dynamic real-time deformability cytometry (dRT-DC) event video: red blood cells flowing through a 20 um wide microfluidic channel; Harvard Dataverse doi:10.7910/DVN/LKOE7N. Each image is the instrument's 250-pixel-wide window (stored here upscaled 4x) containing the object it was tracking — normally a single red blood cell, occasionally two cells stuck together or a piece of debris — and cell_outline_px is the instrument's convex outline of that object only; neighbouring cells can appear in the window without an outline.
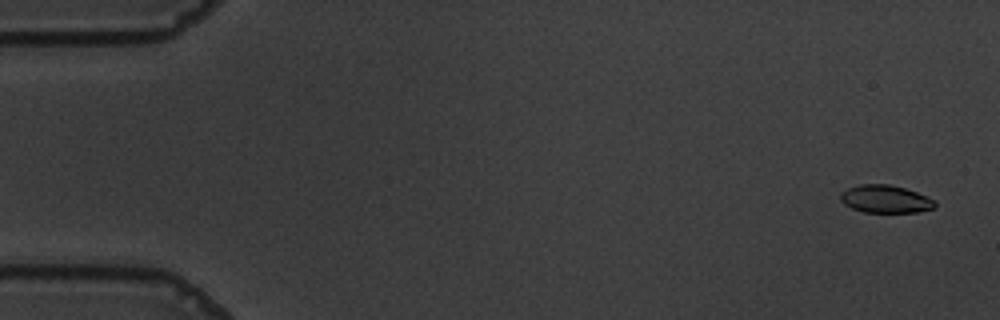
{"species": "common noctule bat (a hibernating species)", "species_latin": "Nyctalus noctula", "temperature_condition": "warm", "stored_images_in_passage": 54, "camera_frame_rate_fps": 3000, "um_per_image_px": 0.085, "animal": {"sex": "male", "body_mass_g": 19.5, "forearm_length_mm": 54.6}, "frame": {"image": 1, "passage_image": 3, "time_ms": 0.667, "image_size_px": [1000, 320], "cell_outline_px": [[936, 208], [916, 212], [864, 212], [852, 208], [844, 204], [840, 200], [840, 192], [848, 188], [860, 184], [888, 184], [904, 188], [916, 192], [936, 200]], "centroid_in_image_um": [75.26, 16.92], "position_along_channel_um": 9.7, "area_um2": 15.32}}
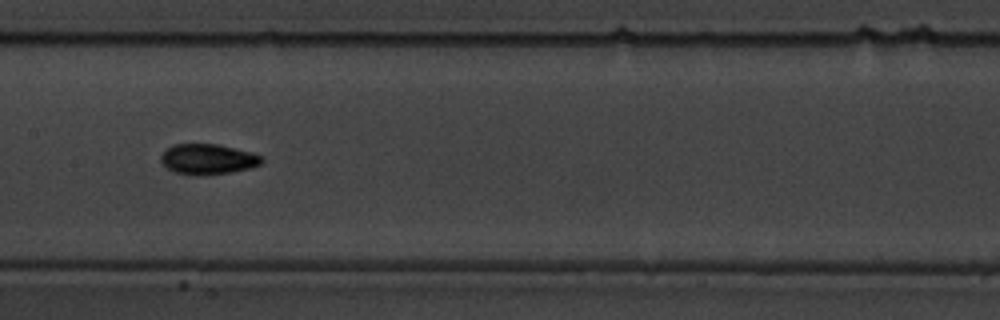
{"frame": {"image": 2, "passage_image": 29, "time_ms": 9.333, "image_size_px": [1000, 320], "cell_outline_px": [[264, 160], [260, 164], [252, 168], [228, 172], [176, 172], [168, 168], [160, 160], [160, 156], [172, 144], [216, 144], [252, 152], [264, 156]], "centroid_in_image_um": [17.73, 13.47], "position_along_channel_um": 189.7, "area_um2": 17.05}}
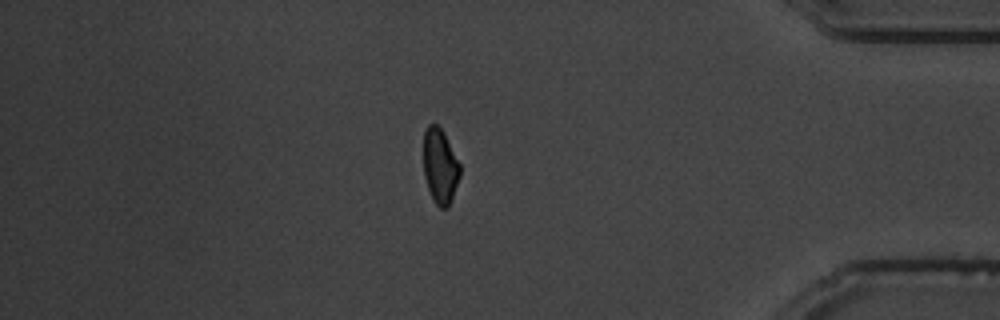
{"frame": {"image": 3, "passage_image": 49, "time_ms": 16.0, "image_size_px": [1000, 320], "cell_outline_px": [[460, 176], [448, 208], [440, 208], [436, 204], [428, 188], [424, 176], [424, 132], [428, 124], [436, 124], [444, 132], [460, 164]], "centroid_in_image_um": [37.41, 14.11], "position_along_channel_um": 397.8, "area_um2": 15.84}, "authors_computed_cell_mechanics": {"area_um2": 16.7042, "velocity_mm_per_s": 3.6241, "shape_relaxation_time_tau1_ms": 3.3868, "shape_relaxation_time_tau2_ms": 2.294, "deformation_change_tau1": 0.1373, "deformation_change_tau2": 0.0684}}